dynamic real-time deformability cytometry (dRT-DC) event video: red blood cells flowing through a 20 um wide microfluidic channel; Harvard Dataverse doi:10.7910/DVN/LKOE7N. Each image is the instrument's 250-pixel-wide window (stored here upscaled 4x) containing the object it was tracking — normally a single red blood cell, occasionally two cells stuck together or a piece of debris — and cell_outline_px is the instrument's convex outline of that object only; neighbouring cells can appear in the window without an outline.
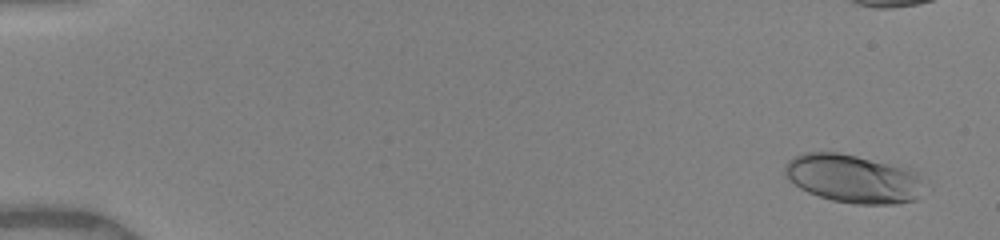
{"species": "human", "species_latin": "Homo sapiens", "temperature_condition": "warm", "stored_images_in_passage": 35, "camera_frame_rate_fps": 3000, "um_per_image_px": 0.085, "donor": {"sex": "female"}, "frame": {"image": 1, "passage_image": 3, "time_ms": 0.667, "image_size_px": [1000, 240], "cell_outline_px": [[916, 200], [900, 204], [856, 204], [832, 200], [808, 192], [800, 188], [788, 180], [784, 176], [784, 168], [788, 160], [792, 156], [804, 152], [836, 152], [856, 156], [908, 168], [916, 176]], "centroid_in_image_um": [72.36, 15.17], "position_along_channel_um": 12.6, "area_um2": 38.44}}
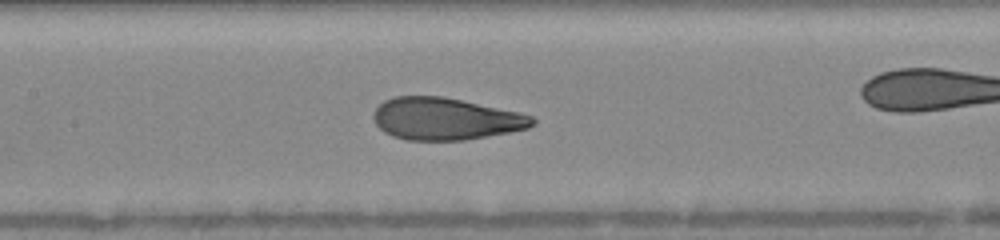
{"frame": {"image": 2, "passage_image": 21, "time_ms": 8.333, "image_size_px": [1000, 240], "cell_outline_px": [[536, 124], [528, 128], [508, 132], [464, 140], [404, 140], [392, 136], [384, 132], [376, 124], [372, 116], [376, 108], [384, 100], [396, 96], [444, 96], [520, 112], [532, 116], [536, 120]], "centroid_in_image_um": [37.86, 10.09], "position_along_channel_um": 169.5, "area_um2": 39.13}}
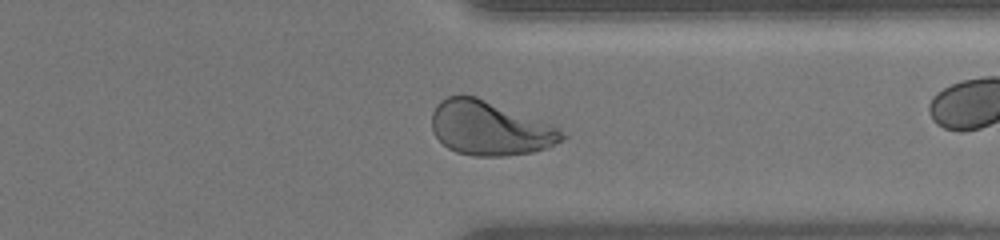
{"frame": {"image": 3, "passage_image": 34, "time_ms": 13.333, "image_size_px": [1000, 240], "cell_outline_px": [[568, 136], [548, 148], [532, 152], [504, 156], [472, 156], [456, 152], [448, 148], [432, 132], [432, 112], [436, 104], [440, 100], [448, 96], [476, 96], [556, 124]], "centroid_in_image_um": [41.69, 10.89], "position_along_channel_um": 369.7, "area_um2": 41.73}}